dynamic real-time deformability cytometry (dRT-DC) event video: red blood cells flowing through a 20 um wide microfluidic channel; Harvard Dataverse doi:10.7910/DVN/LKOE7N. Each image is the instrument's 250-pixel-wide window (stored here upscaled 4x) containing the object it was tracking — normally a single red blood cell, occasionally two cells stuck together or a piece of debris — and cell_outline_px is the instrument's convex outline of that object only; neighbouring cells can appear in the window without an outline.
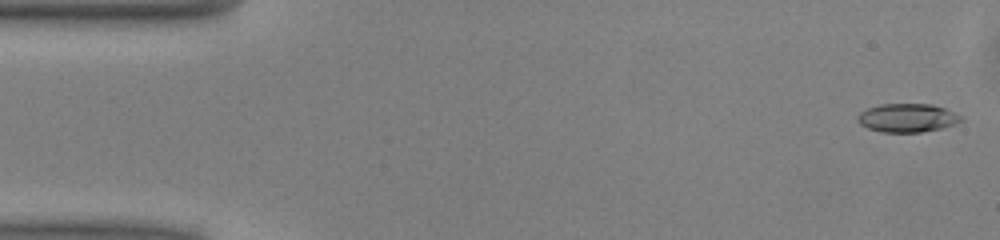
{"species": "common noctule bat (a hibernating species)", "species_latin": "Nyctalus noctula", "temperature_condition": "warm", "stored_images_in_passage": 49, "camera_frame_rate_fps": 3000, "um_per_image_px": 0.085, "animal": {"sex": "male", "body_mass_g": 13.0, "forearm_length_mm": 53.1}, "frame": {"image": 1, "passage_image": 1, "time_ms": 0.0, "image_size_px": [1000, 240], "cell_outline_px": [[964, 120], [956, 124], [940, 128], [920, 132], [880, 132], [868, 128], [860, 124], [856, 120], [856, 116], [860, 112], [868, 108], [880, 104], [932, 104], [944, 108], [960, 116]], "centroid_in_image_um": [77.08, 10.02], "position_along_channel_um": 7.9, "area_um2": 17.17}}
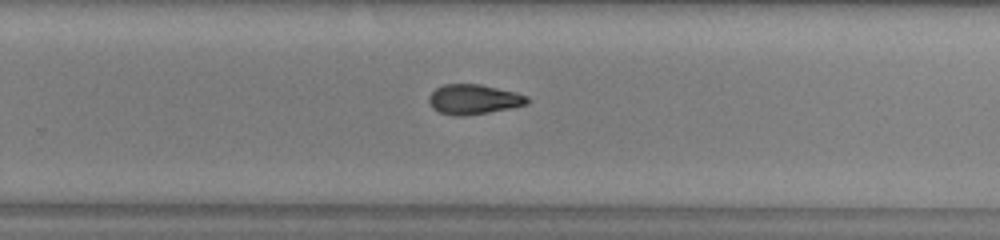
{"frame": {"image": 2, "passage_image": 31, "time_ms": 10.0, "image_size_px": [1000, 240], "cell_outline_px": [[532, 100], [528, 104], [512, 108], [488, 112], [460, 116], [452, 116], [440, 112], [432, 108], [428, 100], [428, 96], [436, 88], [444, 84], [480, 84], [516, 92], [528, 96]], "centroid_in_image_um": [40.29, 8.44], "position_along_channel_um": 289.5, "area_um2": 17.28}}
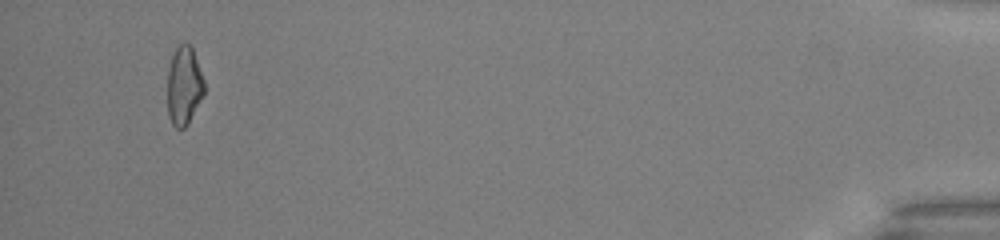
{"frame": {"image": 3, "passage_image": 47, "time_ms": 15.333, "image_size_px": [1000, 240], "cell_outline_px": [[204, 96], [188, 124], [184, 128], [176, 128], [172, 124], [168, 116], [168, 68], [172, 56], [176, 48], [180, 44], [188, 44], [192, 48], [204, 80]], "centroid_in_image_um": [15.64, 7.33], "position_along_channel_um": 419.6, "area_um2": 16.82}, "authors_computed_cell_mechanics": {"area_um2": 17.2244, "velocity_mm_per_s": 4.0787, "shape_relaxation_time_tau1_ms": 6.7947, "shape_relaxation_time_tau2_ms": 9.3877, "deformation_change_tau1": 0.2059, "deformation_change_tau2": 0.2053}}